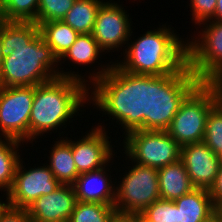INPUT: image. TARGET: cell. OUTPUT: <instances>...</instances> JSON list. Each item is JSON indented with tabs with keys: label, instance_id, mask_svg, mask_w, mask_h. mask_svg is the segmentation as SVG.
Wrapping results in <instances>:
<instances>
[{
	"label": "cell",
	"instance_id": "cell-29",
	"mask_svg": "<svg viewBox=\"0 0 222 222\" xmlns=\"http://www.w3.org/2000/svg\"><path fill=\"white\" fill-rule=\"evenodd\" d=\"M190 6L191 23L194 27L199 24L211 20L215 16V8L217 0H188ZM196 25V26H195Z\"/></svg>",
	"mask_w": 222,
	"mask_h": 222
},
{
	"label": "cell",
	"instance_id": "cell-4",
	"mask_svg": "<svg viewBox=\"0 0 222 222\" xmlns=\"http://www.w3.org/2000/svg\"><path fill=\"white\" fill-rule=\"evenodd\" d=\"M174 29L159 24L140 37L134 36L132 29L124 53L114 62L124 72L136 75L164 76L182 69L187 64V37L184 40Z\"/></svg>",
	"mask_w": 222,
	"mask_h": 222
},
{
	"label": "cell",
	"instance_id": "cell-24",
	"mask_svg": "<svg viewBox=\"0 0 222 222\" xmlns=\"http://www.w3.org/2000/svg\"><path fill=\"white\" fill-rule=\"evenodd\" d=\"M40 0H0V17L4 21L36 23Z\"/></svg>",
	"mask_w": 222,
	"mask_h": 222
},
{
	"label": "cell",
	"instance_id": "cell-11",
	"mask_svg": "<svg viewBox=\"0 0 222 222\" xmlns=\"http://www.w3.org/2000/svg\"><path fill=\"white\" fill-rule=\"evenodd\" d=\"M118 2L120 3V0H105L102 3L92 31L100 48L106 54L111 53V56H114L112 52L122 49L124 53L133 28L131 14L127 12L129 10H125L126 6Z\"/></svg>",
	"mask_w": 222,
	"mask_h": 222
},
{
	"label": "cell",
	"instance_id": "cell-3",
	"mask_svg": "<svg viewBox=\"0 0 222 222\" xmlns=\"http://www.w3.org/2000/svg\"><path fill=\"white\" fill-rule=\"evenodd\" d=\"M87 104L89 105V87L79 80L57 77L35 86L29 118V144L35 139H42L43 135L47 136V133L55 134L58 128L59 137H64L66 132L62 130L67 128L66 124L75 121V116L81 118Z\"/></svg>",
	"mask_w": 222,
	"mask_h": 222
},
{
	"label": "cell",
	"instance_id": "cell-14",
	"mask_svg": "<svg viewBox=\"0 0 222 222\" xmlns=\"http://www.w3.org/2000/svg\"><path fill=\"white\" fill-rule=\"evenodd\" d=\"M107 125L109 124L98 123L95 127L92 125L78 140L71 139L72 155L79 174L100 169L117 157V151L113 148L119 146L112 144Z\"/></svg>",
	"mask_w": 222,
	"mask_h": 222
},
{
	"label": "cell",
	"instance_id": "cell-23",
	"mask_svg": "<svg viewBox=\"0 0 222 222\" xmlns=\"http://www.w3.org/2000/svg\"><path fill=\"white\" fill-rule=\"evenodd\" d=\"M105 0H75L62 21L78 34H92L98 9Z\"/></svg>",
	"mask_w": 222,
	"mask_h": 222
},
{
	"label": "cell",
	"instance_id": "cell-20",
	"mask_svg": "<svg viewBox=\"0 0 222 222\" xmlns=\"http://www.w3.org/2000/svg\"><path fill=\"white\" fill-rule=\"evenodd\" d=\"M158 178L161 199L174 201L195 188L181 159L159 168Z\"/></svg>",
	"mask_w": 222,
	"mask_h": 222
},
{
	"label": "cell",
	"instance_id": "cell-19",
	"mask_svg": "<svg viewBox=\"0 0 222 222\" xmlns=\"http://www.w3.org/2000/svg\"><path fill=\"white\" fill-rule=\"evenodd\" d=\"M68 134L65 137H58L57 141H54L53 146L50 147L49 159L47 160V165L53 172L54 177L61 184L72 185L76 178L80 175L75 166L74 158L72 155L71 148V135L68 138Z\"/></svg>",
	"mask_w": 222,
	"mask_h": 222
},
{
	"label": "cell",
	"instance_id": "cell-15",
	"mask_svg": "<svg viewBox=\"0 0 222 222\" xmlns=\"http://www.w3.org/2000/svg\"><path fill=\"white\" fill-rule=\"evenodd\" d=\"M113 160L114 158L100 169L82 173L76 178L72 186L77 201L100 203L110 206L115 205L116 180L118 179H116L117 177L114 174H111L114 171L111 169L114 164ZM112 177H115V182Z\"/></svg>",
	"mask_w": 222,
	"mask_h": 222
},
{
	"label": "cell",
	"instance_id": "cell-28",
	"mask_svg": "<svg viewBox=\"0 0 222 222\" xmlns=\"http://www.w3.org/2000/svg\"><path fill=\"white\" fill-rule=\"evenodd\" d=\"M141 215L149 222H178V207L173 200L159 198Z\"/></svg>",
	"mask_w": 222,
	"mask_h": 222
},
{
	"label": "cell",
	"instance_id": "cell-7",
	"mask_svg": "<svg viewBox=\"0 0 222 222\" xmlns=\"http://www.w3.org/2000/svg\"><path fill=\"white\" fill-rule=\"evenodd\" d=\"M218 102L214 91L201 82L180 104L166 131L180 146L202 142L207 116Z\"/></svg>",
	"mask_w": 222,
	"mask_h": 222
},
{
	"label": "cell",
	"instance_id": "cell-1",
	"mask_svg": "<svg viewBox=\"0 0 222 222\" xmlns=\"http://www.w3.org/2000/svg\"><path fill=\"white\" fill-rule=\"evenodd\" d=\"M1 42L0 86H37L59 77L58 59L36 23L3 20Z\"/></svg>",
	"mask_w": 222,
	"mask_h": 222
},
{
	"label": "cell",
	"instance_id": "cell-16",
	"mask_svg": "<svg viewBox=\"0 0 222 222\" xmlns=\"http://www.w3.org/2000/svg\"><path fill=\"white\" fill-rule=\"evenodd\" d=\"M76 202L73 186L61 184L55 191L36 199L27 211L31 222H68Z\"/></svg>",
	"mask_w": 222,
	"mask_h": 222
},
{
	"label": "cell",
	"instance_id": "cell-37",
	"mask_svg": "<svg viewBox=\"0 0 222 222\" xmlns=\"http://www.w3.org/2000/svg\"><path fill=\"white\" fill-rule=\"evenodd\" d=\"M205 222H222V217L216 212L210 219Z\"/></svg>",
	"mask_w": 222,
	"mask_h": 222
},
{
	"label": "cell",
	"instance_id": "cell-8",
	"mask_svg": "<svg viewBox=\"0 0 222 222\" xmlns=\"http://www.w3.org/2000/svg\"><path fill=\"white\" fill-rule=\"evenodd\" d=\"M123 137L120 150L139 165L159 169L181 159V146L167 131L138 129Z\"/></svg>",
	"mask_w": 222,
	"mask_h": 222
},
{
	"label": "cell",
	"instance_id": "cell-25",
	"mask_svg": "<svg viewBox=\"0 0 222 222\" xmlns=\"http://www.w3.org/2000/svg\"><path fill=\"white\" fill-rule=\"evenodd\" d=\"M116 215L114 206L77 201L68 222H112Z\"/></svg>",
	"mask_w": 222,
	"mask_h": 222
},
{
	"label": "cell",
	"instance_id": "cell-6",
	"mask_svg": "<svg viewBox=\"0 0 222 222\" xmlns=\"http://www.w3.org/2000/svg\"><path fill=\"white\" fill-rule=\"evenodd\" d=\"M121 157L125 158L123 161L128 160L130 166L124 165L122 176L119 173L114 208L120 216L141 214L160 198L158 169L130 162L125 154Z\"/></svg>",
	"mask_w": 222,
	"mask_h": 222
},
{
	"label": "cell",
	"instance_id": "cell-5",
	"mask_svg": "<svg viewBox=\"0 0 222 222\" xmlns=\"http://www.w3.org/2000/svg\"><path fill=\"white\" fill-rule=\"evenodd\" d=\"M201 83L188 64L164 76H152L151 115L141 130L166 131L180 104Z\"/></svg>",
	"mask_w": 222,
	"mask_h": 222
},
{
	"label": "cell",
	"instance_id": "cell-22",
	"mask_svg": "<svg viewBox=\"0 0 222 222\" xmlns=\"http://www.w3.org/2000/svg\"><path fill=\"white\" fill-rule=\"evenodd\" d=\"M24 143L13 138L0 137V192L6 194L12 187L17 165L23 154ZM19 151V152H18Z\"/></svg>",
	"mask_w": 222,
	"mask_h": 222
},
{
	"label": "cell",
	"instance_id": "cell-36",
	"mask_svg": "<svg viewBox=\"0 0 222 222\" xmlns=\"http://www.w3.org/2000/svg\"><path fill=\"white\" fill-rule=\"evenodd\" d=\"M112 222H133L128 216L116 215Z\"/></svg>",
	"mask_w": 222,
	"mask_h": 222
},
{
	"label": "cell",
	"instance_id": "cell-35",
	"mask_svg": "<svg viewBox=\"0 0 222 222\" xmlns=\"http://www.w3.org/2000/svg\"><path fill=\"white\" fill-rule=\"evenodd\" d=\"M3 196V197H1ZM5 196V197H4ZM6 198V200L4 199ZM4 200V201H3ZM8 201H7V197L6 194L0 195V214L2 213V211L8 206Z\"/></svg>",
	"mask_w": 222,
	"mask_h": 222
},
{
	"label": "cell",
	"instance_id": "cell-17",
	"mask_svg": "<svg viewBox=\"0 0 222 222\" xmlns=\"http://www.w3.org/2000/svg\"><path fill=\"white\" fill-rule=\"evenodd\" d=\"M181 160L192 185L209 190L218 174V156L202 141L181 146Z\"/></svg>",
	"mask_w": 222,
	"mask_h": 222
},
{
	"label": "cell",
	"instance_id": "cell-39",
	"mask_svg": "<svg viewBox=\"0 0 222 222\" xmlns=\"http://www.w3.org/2000/svg\"><path fill=\"white\" fill-rule=\"evenodd\" d=\"M217 156H218L219 167H222V151Z\"/></svg>",
	"mask_w": 222,
	"mask_h": 222
},
{
	"label": "cell",
	"instance_id": "cell-21",
	"mask_svg": "<svg viewBox=\"0 0 222 222\" xmlns=\"http://www.w3.org/2000/svg\"><path fill=\"white\" fill-rule=\"evenodd\" d=\"M39 28L40 34L58 60L69 50L79 35L63 21L43 22Z\"/></svg>",
	"mask_w": 222,
	"mask_h": 222
},
{
	"label": "cell",
	"instance_id": "cell-38",
	"mask_svg": "<svg viewBox=\"0 0 222 222\" xmlns=\"http://www.w3.org/2000/svg\"><path fill=\"white\" fill-rule=\"evenodd\" d=\"M3 25V19L0 17V69H1V66H2V61H3V56H2V53H1V48H2V42H1V27Z\"/></svg>",
	"mask_w": 222,
	"mask_h": 222
},
{
	"label": "cell",
	"instance_id": "cell-40",
	"mask_svg": "<svg viewBox=\"0 0 222 222\" xmlns=\"http://www.w3.org/2000/svg\"><path fill=\"white\" fill-rule=\"evenodd\" d=\"M217 212L222 217V204L219 207H217Z\"/></svg>",
	"mask_w": 222,
	"mask_h": 222
},
{
	"label": "cell",
	"instance_id": "cell-18",
	"mask_svg": "<svg viewBox=\"0 0 222 222\" xmlns=\"http://www.w3.org/2000/svg\"><path fill=\"white\" fill-rule=\"evenodd\" d=\"M174 203L178 207V222H205L217 212L209 190L205 188H194Z\"/></svg>",
	"mask_w": 222,
	"mask_h": 222
},
{
	"label": "cell",
	"instance_id": "cell-33",
	"mask_svg": "<svg viewBox=\"0 0 222 222\" xmlns=\"http://www.w3.org/2000/svg\"><path fill=\"white\" fill-rule=\"evenodd\" d=\"M211 20L222 21V0H217L215 16Z\"/></svg>",
	"mask_w": 222,
	"mask_h": 222
},
{
	"label": "cell",
	"instance_id": "cell-32",
	"mask_svg": "<svg viewBox=\"0 0 222 222\" xmlns=\"http://www.w3.org/2000/svg\"><path fill=\"white\" fill-rule=\"evenodd\" d=\"M210 196L216 207L222 204V167H219L214 184L209 189Z\"/></svg>",
	"mask_w": 222,
	"mask_h": 222
},
{
	"label": "cell",
	"instance_id": "cell-13",
	"mask_svg": "<svg viewBox=\"0 0 222 222\" xmlns=\"http://www.w3.org/2000/svg\"><path fill=\"white\" fill-rule=\"evenodd\" d=\"M102 54L105 55V52L100 48L99 44L94 39L93 34H79L76 38V41L72 44L69 50L58 60V66H60L58 68L59 77L76 79L85 83L86 85H88V87H90L95 81L102 78L111 69V67L114 64L113 61L115 59L112 58H110L112 61L108 63L105 61L104 64V62L101 61ZM99 58H100L99 61L101 62L97 61ZM64 62L68 63L69 67L74 65V68H76V66L78 65V67L83 66L88 69V67L91 66L90 68H92L93 64L95 66L97 63L98 66L96 67L97 69L93 67L91 69L92 70L91 72L90 68L88 69L89 71H87L86 69L85 71L89 72L88 73L89 75L83 76V73L82 74L79 73V70L78 72L73 71L74 69H72V67H70L71 70L69 69V71L67 67L65 68L67 71L63 70L64 67H62L63 66L62 63L65 64Z\"/></svg>",
	"mask_w": 222,
	"mask_h": 222
},
{
	"label": "cell",
	"instance_id": "cell-31",
	"mask_svg": "<svg viewBox=\"0 0 222 222\" xmlns=\"http://www.w3.org/2000/svg\"><path fill=\"white\" fill-rule=\"evenodd\" d=\"M205 83L214 91L215 97L222 103V66Z\"/></svg>",
	"mask_w": 222,
	"mask_h": 222
},
{
	"label": "cell",
	"instance_id": "cell-12",
	"mask_svg": "<svg viewBox=\"0 0 222 222\" xmlns=\"http://www.w3.org/2000/svg\"><path fill=\"white\" fill-rule=\"evenodd\" d=\"M24 164V165H23ZM21 157L11 189L6 193L9 206L27 208L42 195H47L61 186L47 163L26 169Z\"/></svg>",
	"mask_w": 222,
	"mask_h": 222
},
{
	"label": "cell",
	"instance_id": "cell-34",
	"mask_svg": "<svg viewBox=\"0 0 222 222\" xmlns=\"http://www.w3.org/2000/svg\"><path fill=\"white\" fill-rule=\"evenodd\" d=\"M128 217L133 221V222H149L147 219H145L141 214H131L128 215Z\"/></svg>",
	"mask_w": 222,
	"mask_h": 222
},
{
	"label": "cell",
	"instance_id": "cell-9",
	"mask_svg": "<svg viewBox=\"0 0 222 222\" xmlns=\"http://www.w3.org/2000/svg\"><path fill=\"white\" fill-rule=\"evenodd\" d=\"M195 29L193 36H187V64L205 82L222 66V21L208 20Z\"/></svg>",
	"mask_w": 222,
	"mask_h": 222
},
{
	"label": "cell",
	"instance_id": "cell-2",
	"mask_svg": "<svg viewBox=\"0 0 222 222\" xmlns=\"http://www.w3.org/2000/svg\"><path fill=\"white\" fill-rule=\"evenodd\" d=\"M152 75L124 72L115 62L111 69L89 87V106L99 116L115 122L122 130L120 138L140 129L151 115ZM102 114V116L100 115ZM116 120V121H115ZM118 125V126H116ZM124 132V133H123Z\"/></svg>",
	"mask_w": 222,
	"mask_h": 222
},
{
	"label": "cell",
	"instance_id": "cell-10",
	"mask_svg": "<svg viewBox=\"0 0 222 222\" xmlns=\"http://www.w3.org/2000/svg\"><path fill=\"white\" fill-rule=\"evenodd\" d=\"M35 86H0V137L28 144Z\"/></svg>",
	"mask_w": 222,
	"mask_h": 222
},
{
	"label": "cell",
	"instance_id": "cell-26",
	"mask_svg": "<svg viewBox=\"0 0 222 222\" xmlns=\"http://www.w3.org/2000/svg\"><path fill=\"white\" fill-rule=\"evenodd\" d=\"M203 142L218 155L222 151V103L218 102L209 112Z\"/></svg>",
	"mask_w": 222,
	"mask_h": 222
},
{
	"label": "cell",
	"instance_id": "cell-30",
	"mask_svg": "<svg viewBox=\"0 0 222 222\" xmlns=\"http://www.w3.org/2000/svg\"><path fill=\"white\" fill-rule=\"evenodd\" d=\"M0 222H31L27 208L7 206L0 214Z\"/></svg>",
	"mask_w": 222,
	"mask_h": 222
},
{
	"label": "cell",
	"instance_id": "cell-27",
	"mask_svg": "<svg viewBox=\"0 0 222 222\" xmlns=\"http://www.w3.org/2000/svg\"><path fill=\"white\" fill-rule=\"evenodd\" d=\"M75 0H40L37 9L36 24L43 22L62 21Z\"/></svg>",
	"mask_w": 222,
	"mask_h": 222
}]
</instances>
